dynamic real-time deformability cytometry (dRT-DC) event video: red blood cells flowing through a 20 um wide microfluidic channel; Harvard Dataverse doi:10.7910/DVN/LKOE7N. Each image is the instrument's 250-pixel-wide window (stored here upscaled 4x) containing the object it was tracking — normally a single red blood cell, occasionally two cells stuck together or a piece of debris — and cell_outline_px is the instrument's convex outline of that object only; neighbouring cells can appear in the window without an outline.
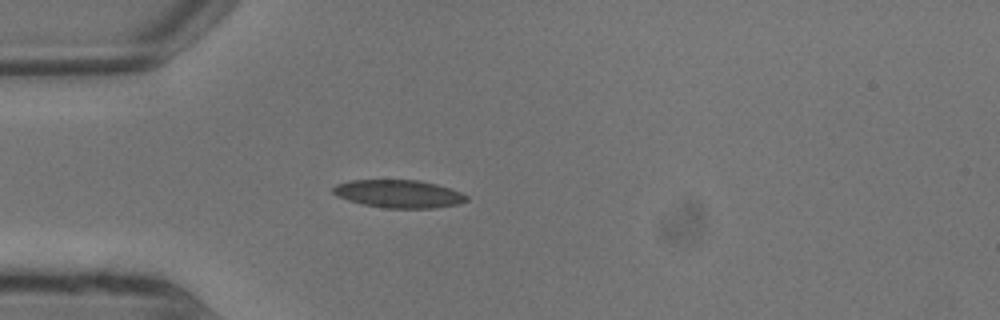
{"species": "common noctule bat (a hibernating species)", "species_latin": "Nyctalus noctula", "temperature_condition": "warm", "stored_images_in_passage": 7, "camera_frame_rate_fps": 3000, "um_per_image_px": 0.085, "animal": {"sex": "male", "body_mass_g": 13.3}, "frame": {"image": 1, "passage_image": 1, "time_ms": 0.0, "image_size_px": [1000, 320], "cell_outline_px": [[468, 200], [460, 204], [436, 208], [384, 208], [364, 204], [348, 200], [336, 196], [332, 192], [332, 188], [336, 184], [352, 180], [416, 180], [436, 184], [452, 188], [468, 196]], "centroid_in_image_um": [33.91, 16.48], "position_along_channel_um": 51.1, "area_um2": 21.79}}
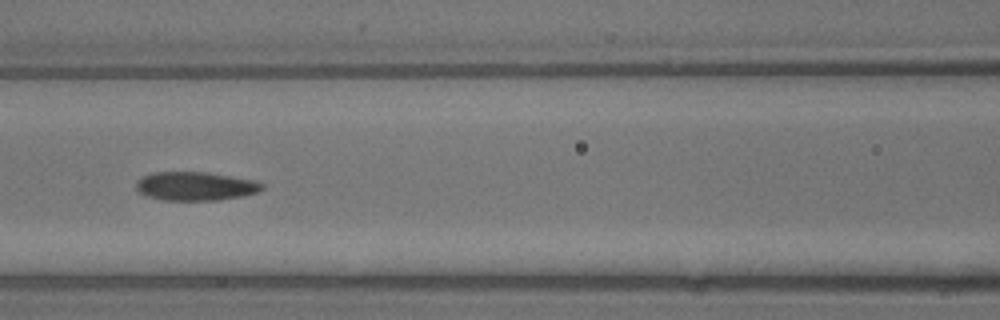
{"frame": {"image": 2, "passage_image": 4, "time_ms": 1.0, "image_size_px": [1000, 320], "cell_outline_px": [[264, 188], [260, 192], [244, 196], [216, 200], [164, 200], [148, 196], [136, 192], [136, 180], [140, 176], [152, 172], [208, 172], [256, 180], [264, 184]], "centroid_in_image_um": [16.61, 15.81], "position_along_channel_um": 150.0, "area_um2": 21.44}}
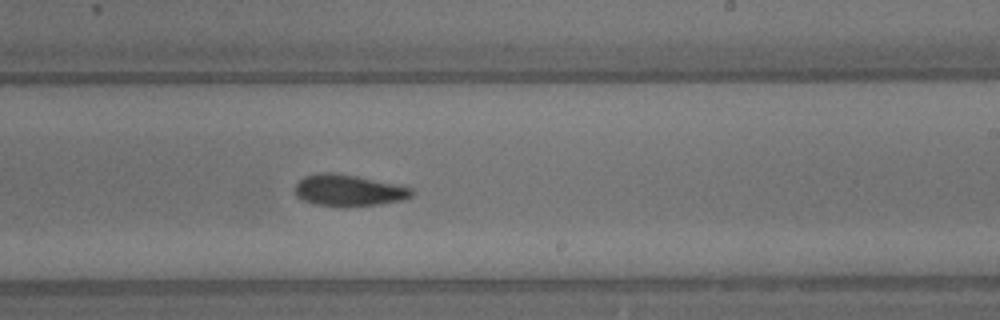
{"frame": {"image": 3, "passage_image": 7, "time_ms": 2.0, "image_size_px": [1000, 320], "cell_outline_px": [[416, 192], [412, 196], [404, 200], [376, 204], [316, 204], [304, 200], [296, 196], [296, 184], [304, 176], [320, 172], [336, 172], [396, 184], [412, 188]], "centroid_in_image_um": [29.66, 16.13], "position_along_channel_um": 259.3, "area_um2": 20.75}}